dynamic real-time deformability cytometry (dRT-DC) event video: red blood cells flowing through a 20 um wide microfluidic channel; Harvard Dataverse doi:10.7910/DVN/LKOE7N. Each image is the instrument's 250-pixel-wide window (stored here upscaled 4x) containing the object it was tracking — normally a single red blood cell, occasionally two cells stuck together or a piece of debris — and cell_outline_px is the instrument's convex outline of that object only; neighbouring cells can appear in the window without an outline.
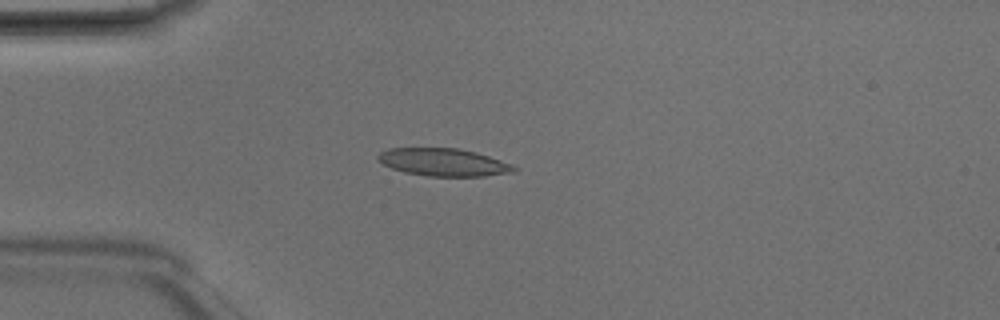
{"species": "Egyptian fruit bat (a non-hibernating species)", "species_latin": "Rousettus aegyptiacus", "temperature_condition": "room temperature", "stored_images_in_passage": 3, "camera_frame_rate_fps": 3000, "um_per_image_px": 0.085, "animal": {"sex": "male"}, "frame": {"image": 1, "passage_image": 3, "time_ms": 0.667, "image_size_px": [1000, 320], "cell_outline_px": [[516, 172], [484, 176], [428, 176], [404, 172], [392, 168], [376, 160], [376, 156], [380, 152], [388, 148], [460, 148], [476, 152], [512, 164], [516, 168]], "centroid_in_image_um": [37.68, 13.79], "position_along_channel_um": 47.3, "area_um2": 21.96}}